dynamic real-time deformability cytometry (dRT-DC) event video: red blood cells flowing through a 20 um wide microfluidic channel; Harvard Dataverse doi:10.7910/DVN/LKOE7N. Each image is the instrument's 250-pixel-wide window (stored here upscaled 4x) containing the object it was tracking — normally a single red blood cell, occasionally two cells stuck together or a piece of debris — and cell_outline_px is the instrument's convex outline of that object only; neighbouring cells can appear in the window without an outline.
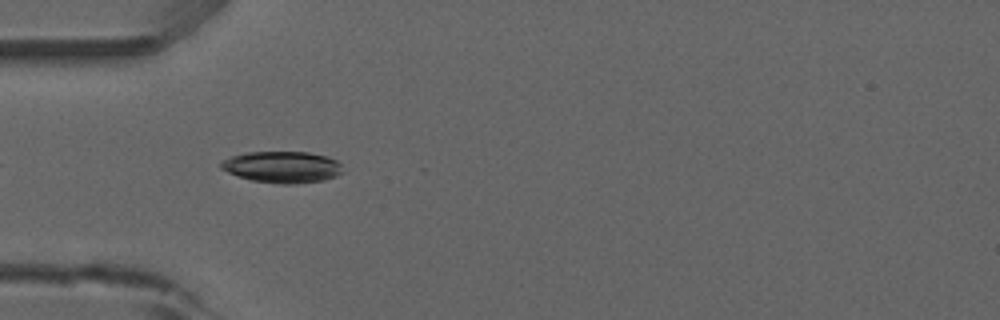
{"species": "common noctule bat (a hibernating species)", "species_latin": "Nyctalus noctula", "temperature_condition": "room temperature", "stored_images_in_passage": 22, "camera_frame_rate_fps": 3000, "um_per_image_px": 0.085, "animal": {"sex": "male", "forearm_length_mm": 52.5}, "frame": {"image": 1, "passage_image": 4, "time_ms": 1.0, "image_size_px": [1000, 320], "cell_outline_px": [[344, 172], [336, 176], [324, 180], [296, 184], [280, 184], [252, 180], [228, 172], [220, 168], [220, 160], [232, 156], [248, 152], [308, 152], [328, 156], [336, 160], [340, 164]], "centroid_in_image_um": [24.01, 14.19], "position_along_channel_um": 61.0, "area_um2": 22.43}}
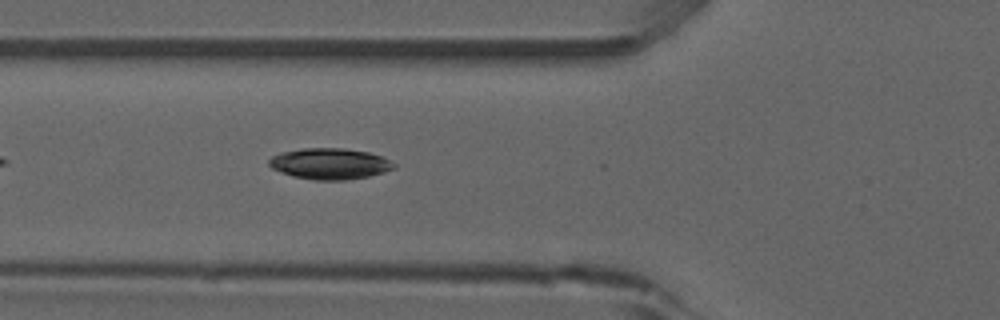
{"frame": {"image": 2, "passage_image": 7, "time_ms": 2.0, "image_size_px": [1000, 320], "cell_outline_px": [[396, 168], [384, 172], [368, 176], [348, 180], [312, 180], [292, 176], [272, 168], [268, 164], [268, 160], [272, 156], [280, 152], [304, 148], [344, 148], [368, 152], [380, 156], [396, 164]], "centroid_in_image_um": [28.02, 13.92], "position_along_channel_um": 97.8, "area_um2": 22.66}}
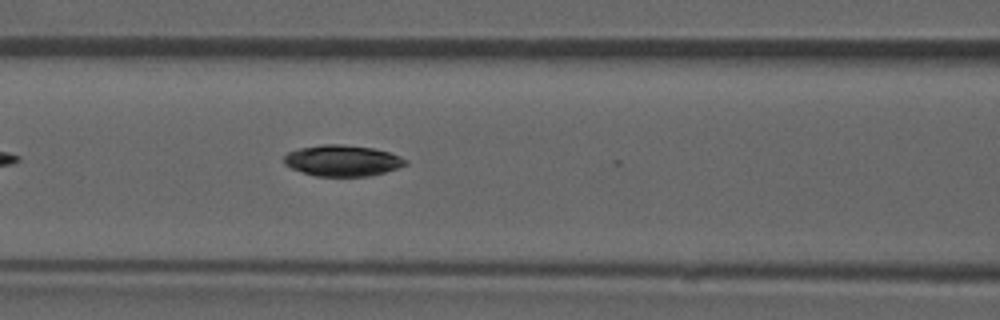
{"frame": {"image": 3, "passage_image": 10, "time_ms": 3.0, "image_size_px": [1000, 320], "cell_outline_px": [[408, 164], [384, 172], [368, 176], [316, 176], [292, 168], [284, 164], [284, 156], [288, 152], [300, 148], [324, 144], [340, 144], [372, 148], [388, 152], [400, 156], [408, 160]], "centroid_in_image_um": [29.11, 13.65], "position_along_channel_um": 137.5, "area_um2": 21.79}}